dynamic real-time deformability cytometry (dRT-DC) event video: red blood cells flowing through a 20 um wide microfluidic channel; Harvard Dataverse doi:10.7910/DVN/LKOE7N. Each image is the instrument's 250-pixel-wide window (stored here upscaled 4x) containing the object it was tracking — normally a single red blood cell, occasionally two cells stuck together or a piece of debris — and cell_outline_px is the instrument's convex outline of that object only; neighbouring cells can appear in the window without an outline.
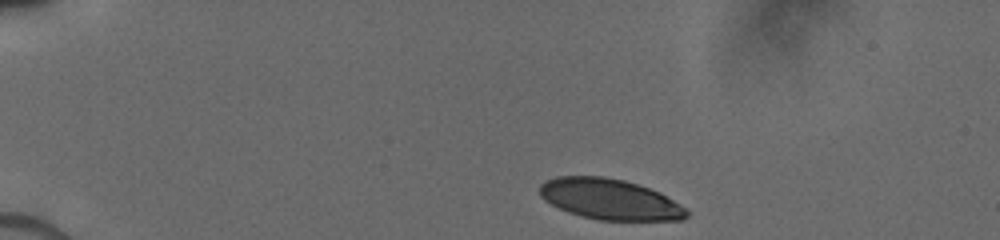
{"species": "human", "species_latin": "Homo sapiens", "temperature_condition": "cold", "stored_images_in_passage": 33, "camera_frame_rate_fps": 3000, "um_per_image_px": 0.085, "donor": {"sex": "male"}, "frame": {"image": 1, "passage_image": 1, "time_ms": 0.0, "image_size_px": [1000, 240], "cell_outline_px": [[692, 212], [684, 220], [596, 220], [580, 216], [568, 212], [544, 200], [540, 196], [540, 184], [544, 180], [556, 176], [604, 176], [624, 180], [660, 192], [688, 208]], "centroid_in_image_um": [51.86, 16.94], "position_along_channel_um": 33.1, "area_um2": 35.2}}
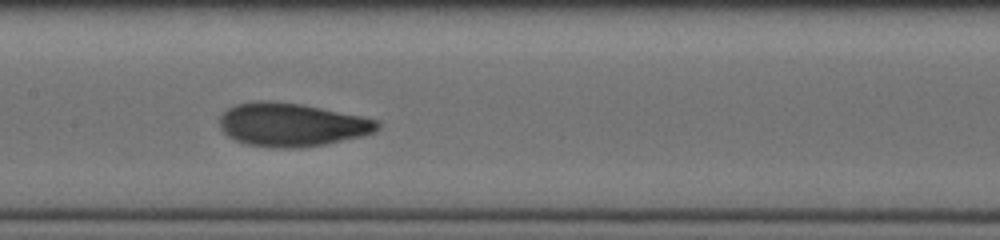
{"frame": {"image": 2, "passage_image": 15, "time_ms": 5.667, "image_size_px": [1000, 240], "cell_outline_px": [[380, 128], [372, 132], [360, 136], [324, 144], [300, 148], [272, 148], [248, 144], [236, 140], [228, 136], [220, 128], [220, 112], [236, 104], [252, 100], [272, 100], [300, 104], [360, 116], [376, 120], [380, 124]], "centroid_in_image_um": [24.72, 10.59], "position_along_channel_um": 182.7, "area_um2": 39.82}}
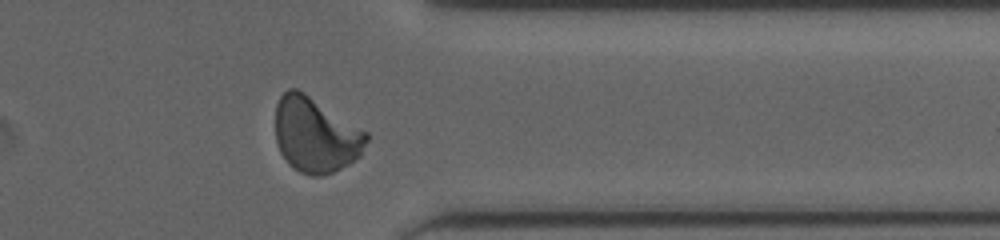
{"frame": {"image": 3, "passage_image": 28, "time_ms": 10.667, "image_size_px": [1000, 240], "cell_outline_px": [[368, 140], [360, 156], [348, 164], [332, 172], [320, 176], [312, 176], [300, 172], [292, 168], [288, 164], [280, 152], [276, 140], [276, 104], [280, 96], [288, 88], [296, 88], [304, 92], [368, 132]], "centroid_in_image_um": [26.82, 11.47], "position_along_channel_um": 384.6, "area_um2": 39.88}}